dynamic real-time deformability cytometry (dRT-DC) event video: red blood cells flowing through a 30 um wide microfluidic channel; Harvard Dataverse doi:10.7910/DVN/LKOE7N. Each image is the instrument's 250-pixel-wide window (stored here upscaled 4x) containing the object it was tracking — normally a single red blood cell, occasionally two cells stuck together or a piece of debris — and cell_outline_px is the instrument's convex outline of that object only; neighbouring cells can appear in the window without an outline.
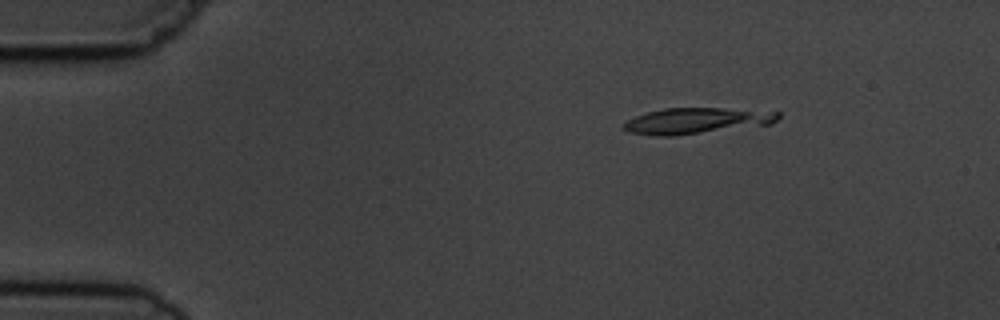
{"species": "common noctule bat (a hibernating species)", "species_latin": "Nyctalus noctula", "temperature_condition": "cold", "stored_images_in_passage": 4, "camera_frame_rate_fps": 3000, "um_per_image_px": 0.085, "animal": {"sex": "male", "body_mass_g": 19.5, "forearm_length_mm": 54.6}, "frame": {"image": 1, "passage_image": 2, "time_ms": 1.333, "image_size_px": [1000, 320], "cell_outline_px": [[780, 116], [772, 124], [672, 136], [656, 136], [628, 132], [624, 128], [624, 124], [628, 120], [636, 116], [648, 112], [664, 108], [720, 108], [780, 112]], "centroid_in_image_um": [59.21, 10.27], "position_along_channel_um": 25.8, "area_um2": 23.12}}